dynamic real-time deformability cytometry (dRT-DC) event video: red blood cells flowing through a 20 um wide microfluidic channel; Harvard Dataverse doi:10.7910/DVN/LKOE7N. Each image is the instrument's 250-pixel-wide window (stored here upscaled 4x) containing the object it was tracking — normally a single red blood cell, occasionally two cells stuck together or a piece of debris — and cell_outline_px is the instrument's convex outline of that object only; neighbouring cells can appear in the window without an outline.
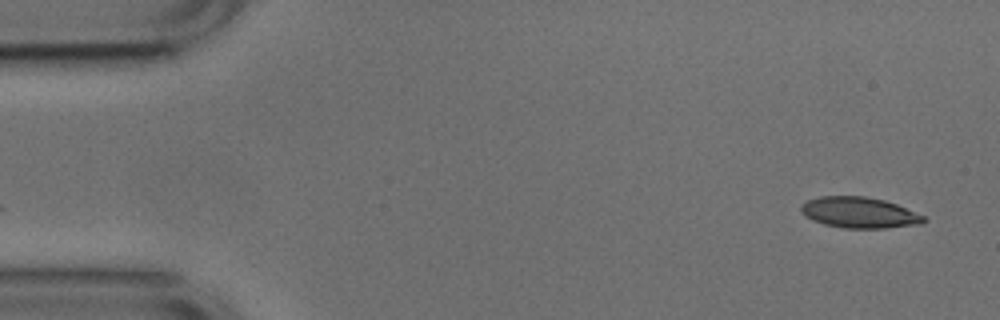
{"species": "common noctule bat (a hibernating species)", "species_latin": "Nyctalus noctula", "temperature_condition": "cold", "stored_images_in_passage": 52, "camera_frame_rate_fps": 3000, "um_per_image_px": 0.085, "animal": {"sex": "male", "body_mass_g": 17.9, "forearm_length_mm": 54.2}, "frame": {"image": 1, "passage_image": 1, "time_ms": 0.0, "image_size_px": [1000, 320], "cell_outline_px": [[928, 220], [924, 224], [884, 228], [844, 228], [824, 224], [812, 220], [800, 208], [808, 200], [820, 196], [864, 196], [884, 200], [896, 204], [924, 216]], "centroid_in_image_um": [73.1, 18.08], "position_along_channel_um": 11.9, "area_um2": 21.91}}
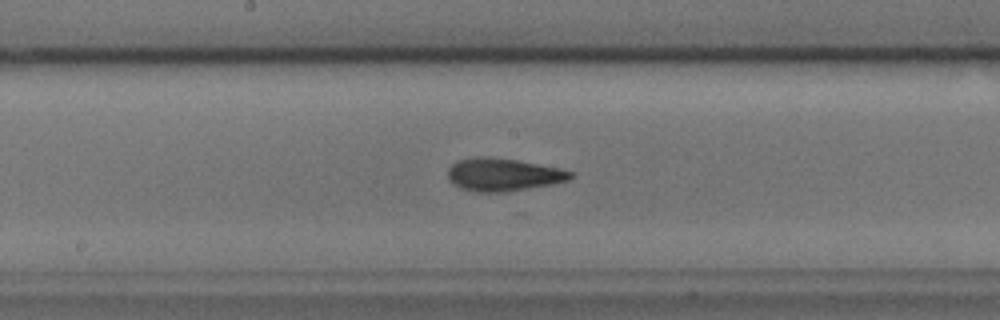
{"frame": {"image": 2, "passage_image": 25, "time_ms": 8.0, "image_size_px": [1000, 320], "cell_outline_px": [[576, 176], [568, 180], [552, 184], [504, 192], [476, 192], [460, 188], [448, 176], [448, 168], [456, 160], [476, 156], [484, 156], [516, 160], [560, 168], [576, 172]], "centroid_in_image_um": [42.81, 14.83], "position_along_channel_um": 205.4, "area_um2": 23.47}}
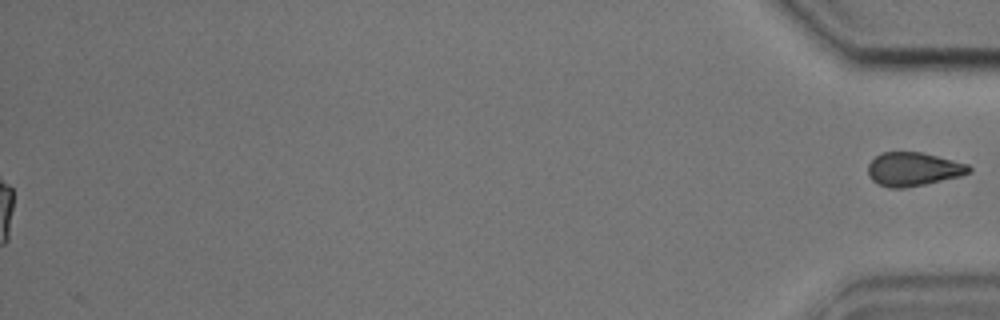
{"frame": {"image": 3, "passage_image": 52, "time_ms": 17.0, "image_size_px": [1000, 320], "cell_outline_px": [[972, 172], [960, 176], [924, 184], [904, 188], [888, 188], [876, 184], [868, 176], [868, 164], [880, 152], [920, 152], [968, 164], [972, 168]], "centroid_in_image_um": [77.6, 14.39], "position_along_channel_um": 357.6, "area_um2": 19.83}}